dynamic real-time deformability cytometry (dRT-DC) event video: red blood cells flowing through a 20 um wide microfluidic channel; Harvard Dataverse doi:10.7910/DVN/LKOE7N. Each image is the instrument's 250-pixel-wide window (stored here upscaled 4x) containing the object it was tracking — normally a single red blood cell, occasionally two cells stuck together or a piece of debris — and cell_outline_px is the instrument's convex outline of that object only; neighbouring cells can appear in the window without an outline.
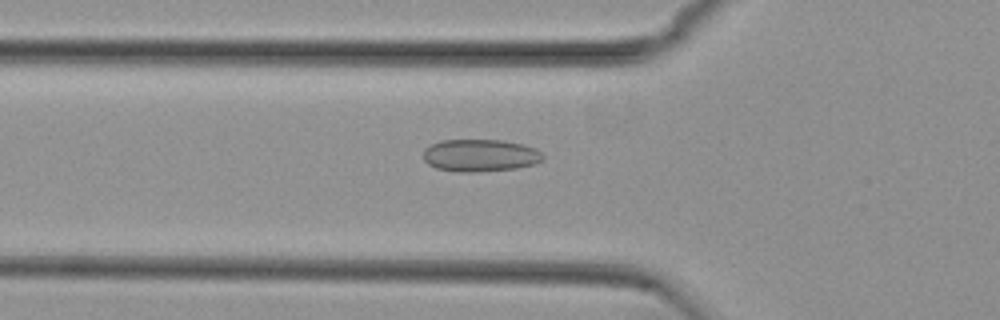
{"species": "common noctule bat (a hibernating species)", "species_latin": "Nyctalus noctula", "temperature_condition": "cold", "stored_images_in_passage": 41, "camera_frame_rate_fps": 3000, "um_per_image_px": 0.085, "animal": {"sex": "female", "body_mass_g": 29.2, "forearm_length_mm": 56.3}, "frame": {"image": 1, "passage_image": 4, "time_ms": 1.0, "image_size_px": [1000, 320], "cell_outline_px": [[544, 160], [536, 164], [516, 168], [472, 172], [460, 172], [436, 168], [428, 164], [424, 160], [424, 148], [440, 140], [504, 140], [524, 144], [536, 148], [544, 156]], "centroid_in_image_um": [40.84, 13.2], "position_along_channel_um": 85.0, "area_um2": 22.72}}
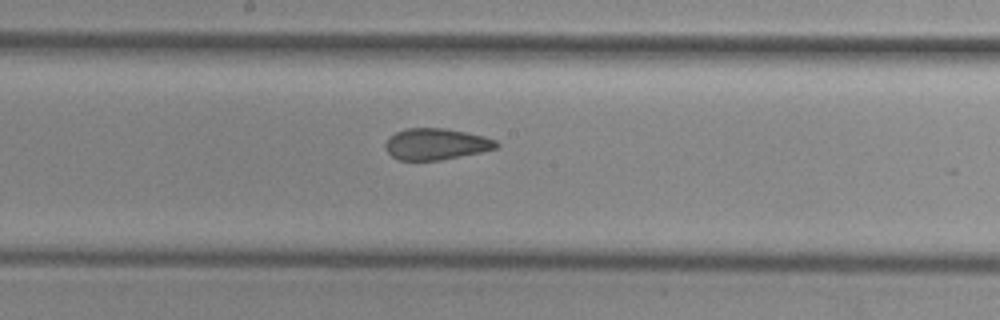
{"frame": {"image": 2, "passage_image": 14, "time_ms": 4.333, "image_size_px": [1000, 320], "cell_outline_px": [[500, 144], [496, 148], [480, 152], [440, 160], [400, 160], [392, 156], [384, 148], [384, 144], [396, 132], [408, 128], [444, 128], [484, 136], [496, 140]], "centroid_in_image_um": [37.07, 12.25], "position_along_channel_um": 211.1, "area_um2": 20.06}}
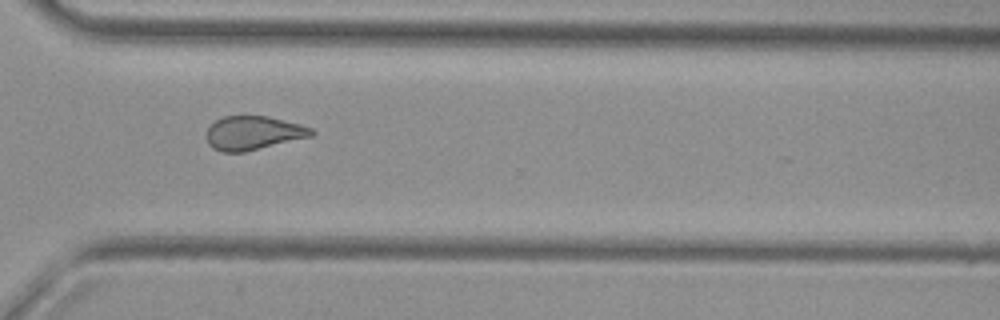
{"frame": {"image": 3, "passage_image": 25, "time_ms": 8.0, "image_size_px": [1000, 320], "cell_outline_px": [[316, 132], [312, 136], [244, 152], [224, 152], [212, 148], [208, 144], [204, 136], [204, 132], [216, 120], [224, 116], [268, 116], [300, 124], [312, 128]], "centroid_in_image_um": [21.49, 11.3], "position_along_channel_um": 349.1, "area_um2": 20.81}}